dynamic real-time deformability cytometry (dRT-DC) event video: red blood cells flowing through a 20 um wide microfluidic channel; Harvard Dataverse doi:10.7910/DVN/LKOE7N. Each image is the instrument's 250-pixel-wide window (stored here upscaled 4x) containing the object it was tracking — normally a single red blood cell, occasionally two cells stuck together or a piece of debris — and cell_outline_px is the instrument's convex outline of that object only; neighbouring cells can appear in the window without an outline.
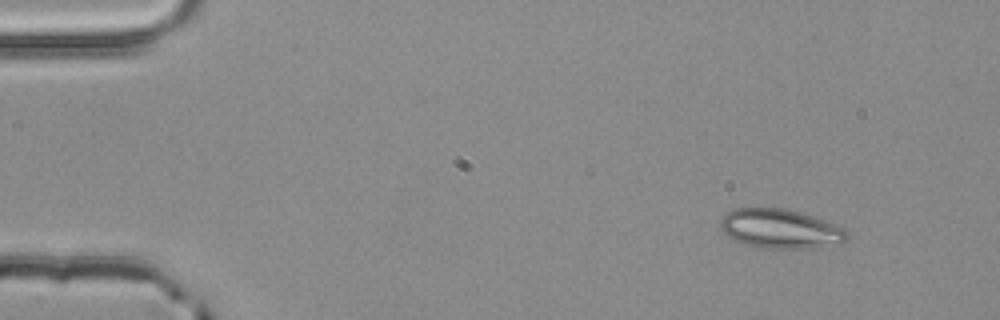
{"species": "common noctule bat (a hibernating species)", "species_latin": "Nyctalus noctula", "temperature_condition": "room temperature", "stored_images_in_passage": 3, "camera_frame_rate_fps": 3000, "um_per_image_px": 0.085, "animal": {"sex": "male", "body_mass_g": 20.4}, "frame": {"image": 1, "passage_image": 1, "time_ms": 0.0, "image_size_px": [1000, 320], "cell_outline_px": [[848, 236], [840, 244], [804, 248], [760, 248], [736, 240], [728, 236], [720, 228], [720, 220], [728, 212], [736, 208], [784, 208], [800, 212], [836, 224], [844, 228], [848, 232]], "centroid_in_image_um": [66.34, 19.44], "position_along_channel_um": 18.7, "area_um2": 28.73}}